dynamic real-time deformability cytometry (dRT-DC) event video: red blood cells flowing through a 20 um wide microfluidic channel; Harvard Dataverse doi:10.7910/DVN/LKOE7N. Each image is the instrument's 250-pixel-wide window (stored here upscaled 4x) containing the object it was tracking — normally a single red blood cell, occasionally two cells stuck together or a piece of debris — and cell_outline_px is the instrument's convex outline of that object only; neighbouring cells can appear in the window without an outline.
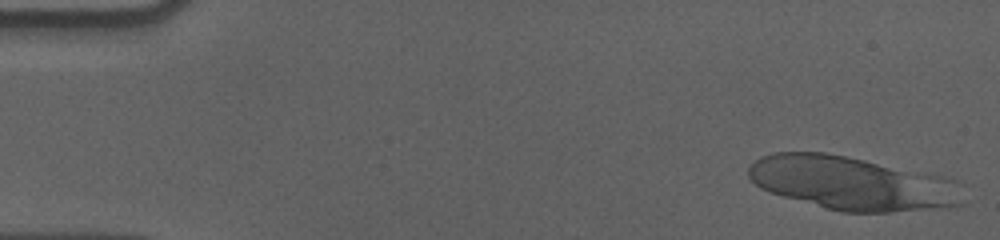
{"species": "human", "species_latin": "Homo sapiens", "temperature_condition": "cold", "stored_images_in_passage": 17, "camera_frame_rate_fps": 3000, "um_per_image_px": 0.085, "donor": {"sex": "male"}, "frame": {"image": 1, "passage_image": 1, "time_ms": 0.0, "image_size_px": [1000, 240], "cell_outline_px": [[964, 204], [948, 208], [892, 212], [844, 212], [828, 208], [784, 196], [760, 188], [748, 176], [748, 168], [760, 156], [776, 152], [824, 152], [864, 160], [904, 172]], "centroid_in_image_um": [71.8, 15.59], "position_along_channel_um": 13.2, "area_um2": 60.75}}